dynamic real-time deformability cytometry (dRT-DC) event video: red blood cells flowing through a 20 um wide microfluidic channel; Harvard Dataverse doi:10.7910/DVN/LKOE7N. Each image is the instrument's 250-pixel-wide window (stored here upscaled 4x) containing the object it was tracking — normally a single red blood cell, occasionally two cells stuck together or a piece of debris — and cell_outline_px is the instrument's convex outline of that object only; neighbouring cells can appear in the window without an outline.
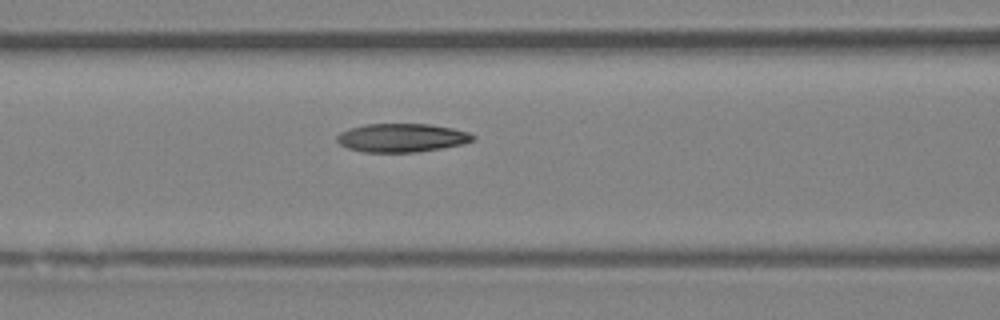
{"species": "Egyptian fruit bat (a non-hibernating species)", "species_latin": "Rousettus aegyptiacus", "temperature_condition": "room temperature", "stored_images_in_passage": 4, "camera_frame_rate_fps": 3000, "um_per_image_px": 0.085, "animal": {"sex": "female"}, "frame": {"image": 1, "passage_image": 4, "time_ms": 4.333, "image_size_px": [1000, 320], "cell_outline_px": [[476, 140], [464, 144], [416, 152], [364, 152], [348, 148], [340, 144], [336, 140], [336, 136], [340, 132], [364, 124], [432, 124], [452, 128], [468, 132], [476, 136]], "centroid_in_image_um": [34.18, 11.71], "position_along_channel_um": 132.4, "area_um2": 22.66}}